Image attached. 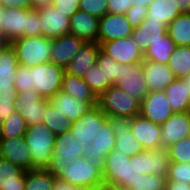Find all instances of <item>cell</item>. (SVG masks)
Listing matches in <instances>:
<instances>
[{"label":"cell","instance_id":"1","mask_svg":"<svg viewBox=\"0 0 190 190\" xmlns=\"http://www.w3.org/2000/svg\"><path fill=\"white\" fill-rule=\"evenodd\" d=\"M102 176L105 190H139L142 175L138 156L131 157L121 150L113 149L105 157Z\"/></svg>","mask_w":190,"mask_h":190},{"label":"cell","instance_id":"2","mask_svg":"<svg viewBox=\"0 0 190 190\" xmlns=\"http://www.w3.org/2000/svg\"><path fill=\"white\" fill-rule=\"evenodd\" d=\"M58 177L82 189L104 190L102 168L88 158L72 159Z\"/></svg>","mask_w":190,"mask_h":190},{"label":"cell","instance_id":"3","mask_svg":"<svg viewBox=\"0 0 190 190\" xmlns=\"http://www.w3.org/2000/svg\"><path fill=\"white\" fill-rule=\"evenodd\" d=\"M32 159V169L47 168L54 151L56 135L44 123L28 127L24 135Z\"/></svg>","mask_w":190,"mask_h":190},{"label":"cell","instance_id":"4","mask_svg":"<svg viewBox=\"0 0 190 190\" xmlns=\"http://www.w3.org/2000/svg\"><path fill=\"white\" fill-rule=\"evenodd\" d=\"M14 48L18 64L24 67H35L51 61V39L41 36H24L10 43Z\"/></svg>","mask_w":190,"mask_h":190},{"label":"cell","instance_id":"5","mask_svg":"<svg viewBox=\"0 0 190 190\" xmlns=\"http://www.w3.org/2000/svg\"><path fill=\"white\" fill-rule=\"evenodd\" d=\"M98 106L107 117L132 119L140 114V102L116 85H112L98 96Z\"/></svg>","mask_w":190,"mask_h":190},{"label":"cell","instance_id":"6","mask_svg":"<svg viewBox=\"0 0 190 190\" xmlns=\"http://www.w3.org/2000/svg\"><path fill=\"white\" fill-rule=\"evenodd\" d=\"M83 141H78L70 131L56 136L54 151L47 169L58 177L72 159L83 157Z\"/></svg>","mask_w":190,"mask_h":190},{"label":"cell","instance_id":"7","mask_svg":"<svg viewBox=\"0 0 190 190\" xmlns=\"http://www.w3.org/2000/svg\"><path fill=\"white\" fill-rule=\"evenodd\" d=\"M65 68L52 62L41 63L32 67L33 87L43 97L50 99L62 88Z\"/></svg>","mask_w":190,"mask_h":190},{"label":"cell","instance_id":"8","mask_svg":"<svg viewBox=\"0 0 190 190\" xmlns=\"http://www.w3.org/2000/svg\"><path fill=\"white\" fill-rule=\"evenodd\" d=\"M30 8H3L0 43L10 44L12 41L29 36Z\"/></svg>","mask_w":190,"mask_h":190},{"label":"cell","instance_id":"9","mask_svg":"<svg viewBox=\"0 0 190 190\" xmlns=\"http://www.w3.org/2000/svg\"><path fill=\"white\" fill-rule=\"evenodd\" d=\"M108 120L106 114L98 105L83 114L78 120L72 122L70 133L78 141H83L84 145L91 144L103 124Z\"/></svg>","mask_w":190,"mask_h":190},{"label":"cell","instance_id":"10","mask_svg":"<svg viewBox=\"0 0 190 190\" xmlns=\"http://www.w3.org/2000/svg\"><path fill=\"white\" fill-rule=\"evenodd\" d=\"M101 50L121 64H135L143 62L139 42L131 35L125 38H119L111 41L102 42Z\"/></svg>","mask_w":190,"mask_h":190},{"label":"cell","instance_id":"11","mask_svg":"<svg viewBox=\"0 0 190 190\" xmlns=\"http://www.w3.org/2000/svg\"><path fill=\"white\" fill-rule=\"evenodd\" d=\"M49 99L43 98L38 92L28 90L18 92L15 110L26 120L28 127L43 123Z\"/></svg>","mask_w":190,"mask_h":190},{"label":"cell","instance_id":"12","mask_svg":"<svg viewBox=\"0 0 190 190\" xmlns=\"http://www.w3.org/2000/svg\"><path fill=\"white\" fill-rule=\"evenodd\" d=\"M115 143L116 137L110 122L107 120L92 143L84 147L83 157L88 158L92 164L99 165L102 168L105 157L115 148Z\"/></svg>","mask_w":190,"mask_h":190},{"label":"cell","instance_id":"13","mask_svg":"<svg viewBox=\"0 0 190 190\" xmlns=\"http://www.w3.org/2000/svg\"><path fill=\"white\" fill-rule=\"evenodd\" d=\"M173 110L164 91H149L140 102V116L162 125L172 114Z\"/></svg>","mask_w":190,"mask_h":190},{"label":"cell","instance_id":"14","mask_svg":"<svg viewBox=\"0 0 190 190\" xmlns=\"http://www.w3.org/2000/svg\"><path fill=\"white\" fill-rule=\"evenodd\" d=\"M143 62L135 64H122L121 79L116 86L130 95V97L137 99L139 102L143 101L148 95V87L143 79Z\"/></svg>","mask_w":190,"mask_h":190},{"label":"cell","instance_id":"15","mask_svg":"<svg viewBox=\"0 0 190 190\" xmlns=\"http://www.w3.org/2000/svg\"><path fill=\"white\" fill-rule=\"evenodd\" d=\"M114 136L116 137L115 148L123 154L135 156L144 151V148L131 132V119L121 117H108Z\"/></svg>","mask_w":190,"mask_h":190},{"label":"cell","instance_id":"16","mask_svg":"<svg viewBox=\"0 0 190 190\" xmlns=\"http://www.w3.org/2000/svg\"><path fill=\"white\" fill-rule=\"evenodd\" d=\"M190 111L173 113L161 125V147L168 148L176 142L189 137Z\"/></svg>","mask_w":190,"mask_h":190},{"label":"cell","instance_id":"17","mask_svg":"<svg viewBox=\"0 0 190 190\" xmlns=\"http://www.w3.org/2000/svg\"><path fill=\"white\" fill-rule=\"evenodd\" d=\"M133 31L126 15L106 13L99 19L98 43L129 37Z\"/></svg>","mask_w":190,"mask_h":190},{"label":"cell","instance_id":"18","mask_svg":"<svg viewBox=\"0 0 190 190\" xmlns=\"http://www.w3.org/2000/svg\"><path fill=\"white\" fill-rule=\"evenodd\" d=\"M38 11L41 35L48 39H55L69 34V17L59 12L52 5L40 8Z\"/></svg>","mask_w":190,"mask_h":190},{"label":"cell","instance_id":"19","mask_svg":"<svg viewBox=\"0 0 190 190\" xmlns=\"http://www.w3.org/2000/svg\"><path fill=\"white\" fill-rule=\"evenodd\" d=\"M0 158L5 159L24 171L32 169V159L25 137L0 139Z\"/></svg>","mask_w":190,"mask_h":190},{"label":"cell","instance_id":"20","mask_svg":"<svg viewBox=\"0 0 190 190\" xmlns=\"http://www.w3.org/2000/svg\"><path fill=\"white\" fill-rule=\"evenodd\" d=\"M18 64L14 48L0 43V93H18L14 85Z\"/></svg>","mask_w":190,"mask_h":190},{"label":"cell","instance_id":"21","mask_svg":"<svg viewBox=\"0 0 190 190\" xmlns=\"http://www.w3.org/2000/svg\"><path fill=\"white\" fill-rule=\"evenodd\" d=\"M85 42L75 35L67 34L59 38L51 39L52 63L66 68L71 62L74 55L80 50Z\"/></svg>","mask_w":190,"mask_h":190},{"label":"cell","instance_id":"22","mask_svg":"<svg viewBox=\"0 0 190 190\" xmlns=\"http://www.w3.org/2000/svg\"><path fill=\"white\" fill-rule=\"evenodd\" d=\"M141 175H157L167 178L169 157L164 147L144 150L137 154Z\"/></svg>","mask_w":190,"mask_h":190},{"label":"cell","instance_id":"23","mask_svg":"<svg viewBox=\"0 0 190 190\" xmlns=\"http://www.w3.org/2000/svg\"><path fill=\"white\" fill-rule=\"evenodd\" d=\"M130 130L144 150H152L161 147V125L153 123L138 115L131 119Z\"/></svg>","mask_w":190,"mask_h":190},{"label":"cell","instance_id":"24","mask_svg":"<svg viewBox=\"0 0 190 190\" xmlns=\"http://www.w3.org/2000/svg\"><path fill=\"white\" fill-rule=\"evenodd\" d=\"M99 19L85 11H78L70 18L69 34L84 42H98Z\"/></svg>","mask_w":190,"mask_h":190},{"label":"cell","instance_id":"25","mask_svg":"<svg viewBox=\"0 0 190 190\" xmlns=\"http://www.w3.org/2000/svg\"><path fill=\"white\" fill-rule=\"evenodd\" d=\"M143 79L149 91H164L176 78L168 64L143 59Z\"/></svg>","mask_w":190,"mask_h":190},{"label":"cell","instance_id":"26","mask_svg":"<svg viewBox=\"0 0 190 190\" xmlns=\"http://www.w3.org/2000/svg\"><path fill=\"white\" fill-rule=\"evenodd\" d=\"M49 102L57 112L67 116L71 122L78 120L83 114L98 105V102L81 101L62 91L51 97Z\"/></svg>","mask_w":190,"mask_h":190},{"label":"cell","instance_id":"27","mask_svg":"<svg viewBox=\"0 0 190 190\" xmlns=\"http://www.w3.org/2000/svg\"><path fill=\"white\" fill-rule=\"evenodd\" d=\"M100 49L98 42H85L65 68L66 73L83 78L89 68L96 64Z\"/></svg>","mask_w":190,"mask_h":190},{"label":"cell","instance_id":"28","mask_svg":"<svg viewBox=\"0 0 190 190\" xmlns=\"http://www.w3.org/2000/svg\"><path fill=\"white\" fill-rule=\"evenodd\" d=\"M132 36L139 42V47L144 54L151 44L168 36L167 25L162 21L145 19L134 29Z\"/></svg>","mask_w":190,"mask_h":190},{"label":"cell","instance_id":"29","mask_svg":"<svg viewBox=\"0 0 190 190\" xmlns=\"http://www.w3.org/2000/svg\"><path fill=\"white\" fill-rule=\"evenodd\" d=\"M25 176L22 168L0 158V190H25Z\"/></svg>","mask_w":190,"mask_h":190},{"label":"cell","instance_id":"30","mask_svg":"<svg viewBox=\"0 0 190 190\" xmlns=\"http://www.w3.org/2000/svg\"><path fill=\"white\" fill-rule=\"evenodd\" d=\"M61 91L85 102H98V97L83 78L64 73Z\"/></svg>","mask_w":190,"mask_h":190},{"label":"cell","instance_id":"31","mask_svg":"<svg viewBox=\"0 0 190 190\" xmlns=\"http://www.w3.org/2000/svg\"><path fill=\"white\" fill-rule=\"evenodd\" d=\"M164 92L174 113L190 111V95L182 79L176 78Z\"/></svg>","mask_w":190,"mask_h":190},{"label":"cell","instance_id":"32","mask_svg":"<svg viewBox=\"0 0 190 190\" xmlns=\"http://www.w3.org/2000/svg\"><path fill=\"white\" fill-rule=\"evenodd\" d=\"M147 10L146 19L162 21L165 25L181 14L175 0H154Z\"/></svg>","mask_w":190,"mask_h":190},{"label":"cell","instance_id":"33","mask_svg":"<svg viewBox=\"0 0 190 190\" xmlns=\"http://www.w3.org/2000/svg\"><path fill=\"white\" fill-rule=\"evenodd\" d=\"M168 36L176 46H190V13H181L167 25Z\"/></svg>","mask_w":190,"mask_h":190},{"label":"cell","instance_id":"34","mask_svg":"<svg viewBox=\"0 0 190 190\" xmlns=\"http://www.w3.org/2000/svg\"><path fill=\"white\" fill-rule=\"evenodd\" d=\"M56 177L47 168L26 171L25 190H52Z\"/></svg>","mask_w":190,"mask_h":190},{"label":"cell","instance_id":"35","mask_svg":"<svg viewBox=\"0 0 190 190\" xmlns=\"http://www.w3.org/2000/svg\"><path fill=\"white\" fill-rule=\"evenodd\" d=\"M96 64L105 74V90L116 85L121 79L122 64L105 54L101 49L96 58Z\"/></svg>","mask_w":190,"mask_h":190},{"label":"cell","instance_id":"36","mask_svg":"<svg viewBox=\"0 0 190 190\" xmlns=\"http://www.w3.org/2000/svg\"><path fill=\"white\" fill-rule=\"evenodd\" d=\"M167 64L175 78L190 74V46H176Z\"/></svg>","mask_w":190,"mask_h":190},{"label":"cell","instance_id":"37","mask_svg":"<svg viewBox=\"0 0 190 190\" xmlns=\"http://www.w3.org/2000/svg\"><path fill=\"white\" fill-rule=\"evenodd\" d=\"M175 48L176 45L174 41L167 36L165 39L158 40L151 44L144 53V59L167 64Z\"/></svg>","mask_w":190,"mask_h":190},{"label":"cell","instance_id":"38","mask_svg":"<svg viewBox=\"0 0 190 190\" xmlns=\"http://www.w3.org/2000/svg\"><path fill=\"white\" fill-rule=\"evenodd\" d=\"M27 129L26 120L15 110L0 124V139L22 137L27 132Z\"/></svg>","mask_w":190,"mask_h":190},{"label":"cell","instance_id":"39","mask_svg":"<svg viewBox=\"0 0 190 190\" xmlns=\"http://www.w3.org/2000/svg\"><path fill=\"white\" fill-rule=\"evenodd\" d=\"M43 123L56 136L69 131L72 124L68 117L64 116L60 112H57L51 103L46 106Z\"/></svg>","mask_w":190,"mask_h":190},{"label":"cell","instance_id":"40","mask_svg":"<svg viewBox=\"0 0 190 190\" xmlns=\"http://www.w3.org/2000/svg\"><path fill=\"white\" fill-rule=\"evenodd\" d=\"M83 79L97 97L105 91V74L97 64H94L89 68Z\"/></svg>","mask_w":190,"mask_h":190},{"label":"cell","instance_id":"41","mask_svg":"<svg viewBox=\"0 0 190 190\" xmlns=\"http://www.w3.org/2000/svg\"><path fill=\"white\" fill-rule=\"evenodd\" d=\"M167 151L170 162H190V137L174 143Z\"/></svg>","mask_w":190,"mask_h":190},{"label":"cell","instance_id":"42","mask_svg":"<svg viewBox=\"0 0 190 190\" xmlns=\"http://www.w3.org/2000/svg\"><path fill=\"white\" fill-rule=\"evenodd\" d=\"M166 181H182L190 185V162H169Z\"/></svg>","mask_w":190,"mask_h":190},{"label":"cell","instance_id":"43","mask_svg":"<svg viewBox=\"0 0 190 190\" xmlns=\"http://www.w3.org/2000/svg\"><path fill=\"white\" fill-rule=\"evenodd\" d=\"M17 92H27L28 90L37 92L33 87L32 67L18 66L16 70L15 82Z\"/></svg>","mask_w":190,"mask_h":190},{"label":"cell","instance_id":"44","mask_svg":"<svg viewBox=\"0 0 190 190\" xmlns=\"http://www.w3.org/2000/svg\"><path fill=\"white\" fill-rule=\"evenodd\" d=\"M108 0H80L79 9L102 18L107 13Z\"/></svg>","mask_w":190,"mask_h":190},{"label":"cell","instance_id":"45","mask_svg":"<svg viewBox=\"0 0 190 190\" xmlns=\"http://www.w3.org/2000/svg\"><path fill=\"white\" fill-rule=\"evenodd\" d=\"M17 93H0V124L15 111Z\"/></svg>","mask_w":190,"mask_h":190},{"label":"cell","instance_id":"46","mask_svg":"<svg viewBox=\"0 0 190 190\" xmlns=\"http://www.w3.org/2000/svg\"><path fill=\"white\" fill-rule=\"evenodd\" d=\"M166 179L157 175H142L139 190H165Z\"/></svg>","mask_w":190,"mask_h":190},{"label":"cell","instance_id":"47","mask_svg":"<svg viewBox=\"0 0 190 190\" xmlns=\"http://www.w3.org/2000/svg\"><path fill=\"white\" fill-rule=\"evenodd\" d=\"M80 0H52V6L71 18L79 9Z\"/></svg>","mask_w":190,"mask_h":190},{"label":"cell","instance_id":"48","mask_svg":"<svg viewBox=\"0 0 190 190\" xmlns=\"http://www.w3.org/2000/svg\"><path fill=\"white\" fill-rule=\"evenodd\" d=\"M125 15L135 29L146 19L148 10L147 7L138 8V6L135 5L131 6Z\"/></svg>","mask_w":190,"mask_h":190},{"label":"cell","instance_id":"49","mask_svg":"<svg viewBox=\"0 0 190 190\" xmlns=\"http://www.w3.org/2000/svg\"><path fill=\"white\" fill-rule=\"evenodd\" d=\"M131 6L130 0H108L107 13L125 15Z\"/></svg>","mask_w":190,"mask_h":190},{"label":"cell","instance_id":"50","mask_svg":"<svg viewBox=\"0 0 190 190\" xmlns=\"http://www.w3.org/2000/svg\"><path fill=\"white\" fill-rule=\"evenodd\" d=\"M29 36H41L40 18L38 10L29 12Z\"/></svg>","mask_w":190,"mask_h":190},{"label":"cell","instance_id":"51","mask_svg":"<svg viewBox=\"0 0 190 190\" xmlns=\"http://www.w3.org/2000/svg\"><path fill=\"white\" fill-rule=\"evenodd\" d=\"M4 8H30L29 0H0Z\"/></svg>","mask_w":190,"mask_h":190},{"label":"cell","instance_id":"52","mask_svg":"<svg viewBox=\"0 0 190 190\" xmlns=\"http://www.w3.org/2000/svg\"><path fill=\"white\" fill-rule=\"evenodd\" d=\"M78 186L70 184L66 180H63L59 177L54 179L53 189L52 190H80Z\"/></svg>","mask_w":190,"mask_h":190},{"label":"cell","instance_id":"53","mask_svg":"<svg viewBox=\"0 0 190 190\" xmlns=\"http://www.w3.org/2000/svg\"><path fill=\"white\" fill-rule=\"evenodd\" d=\"M165 190H190V185L182 181H166Z\"/></svg>","mask_w":190,"mask_h":190},{"label":"cell","instance_id":"54","mask_svg":"<svg viewBox=\"0 0 190 190\" xmlns=\"http://www.w3.org/2000/svg\"><path fill=\"white\" fill-rule=\"evenodd\" d=\"M30 9L38 10L52 4V0H29Z\"/></svg>","mask_w":190,"mask_h":190},{"label":"cell","instance_id":"55","mask_svg":"<svg viewBox=\"0 0 190 190\" xmlns=\"http://www.w3.org/2000/svg\"><path fill=\"white\" fill-rule=\"evenodd\" d=\"M180 13H190V0H175Z\"/></svg>","mask_w":190,"mask_h":190},{"label":"cell","instance_id":"56","mask_svg":"<svg viewBox=\"0 0 190 190\" xmlns=\"http://www.w3.org/2000/svg\"><path fill=\"white\" fill-rule=\"evenodd\" d=\"M154 0H130L132 6L137 5L138 8L147 7L153 2Z\"/></svg>","mask_w":190,"mask_h":190},{"label":"cell","instance_id":"57","mask_svg":"<svg viewBox=\"0 0 190 190\" xmlns=\"http://www.w3.org/2000/svg\"><path fill=\"white\" fill-rule=\"evenodd\" d=\"M182 80L186 84V89L188 90V93L190 95V74L186 75L184 78H182Z\"/></svg>","mask_w":190,"mask_h":190},{"label":"cell","instance_id":"58","mask_svg":"<svg viewBox=\"0 0 190 190\" xmlns=\"http://www.w3.org/2000/svg\"><path fill=\"white\" fill-rule=\"evenodd\" d=\"M3 6L0 4V35H1V29H2V14H3Z\"/></svg>","mask_w":190,"mask_h":190}]
</instances>
